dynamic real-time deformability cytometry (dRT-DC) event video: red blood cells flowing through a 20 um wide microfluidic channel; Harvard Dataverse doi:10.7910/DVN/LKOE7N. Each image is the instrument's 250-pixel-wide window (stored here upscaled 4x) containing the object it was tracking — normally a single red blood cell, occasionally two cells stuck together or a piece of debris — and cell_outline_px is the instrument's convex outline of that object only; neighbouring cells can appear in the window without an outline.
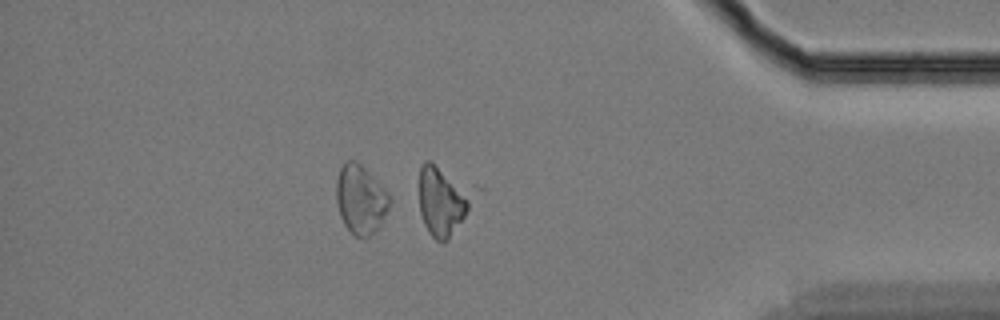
{"species": "Egyptian fruit bat (a non-hibernating species)", "species_latin": "Rousettus aegyptiacus", "temperature_condition": "cold", "stored_images_in_passage": 57, "camera_frame_rate_fps": 3000, "um_per_image_px": 0.085, "animal": {"sex": "female"}, "frame": {"image": 1, "passage_image": 49, "time_ms": 16.0, "image_size_px": [1000, 320], "cell_outline_px": [[468, 208], [464, 216], [448, 240], [444, 244], [440, 244], [428, 232], [424, 224], [420, 212], [420, 168], [424, 160], [428, 160], [436, 168], [468, 204]], "centroid_in_image_um": [37.36, 17.32], "position_along_channel_um": 397.8, "area_um2": 18.21}}